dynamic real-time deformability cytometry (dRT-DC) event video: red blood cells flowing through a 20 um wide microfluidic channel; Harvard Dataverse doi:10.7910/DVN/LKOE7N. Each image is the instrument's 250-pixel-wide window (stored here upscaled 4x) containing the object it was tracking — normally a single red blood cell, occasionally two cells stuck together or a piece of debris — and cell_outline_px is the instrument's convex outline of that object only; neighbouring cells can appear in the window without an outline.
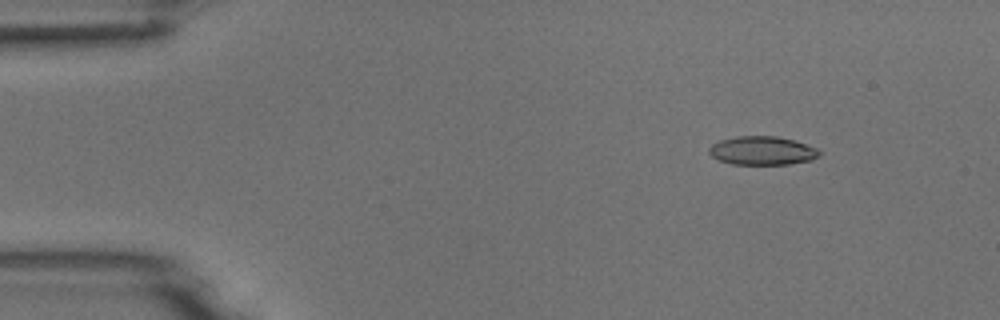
{"species": "common noctule bat (a hibernating species)", "species_latin": "Nyctalus noctula", "temperature_condition": "room temperature", "stored_images_in_passage": 54, "camera_frame_rate_fps": 3000, "um_per_image_px": 0.085, "animal": {"sex": "male", "body_mass_g": 18.8}, "frame": {"image": 1, "passage_image": 7, "time_ms": 2.0, "image_size_px": [1000, 320], "cell_outline_px": [[820, 156], [812, 160], [788, 164], [732, 164], [720, 160], [712, 156], [708, 152], [708, 148], [712, 144], [720, 140], [736, 136], [776, 136], [792, 140], [816, 148], [820, 152]], "centroid_in_image_um": [64.77, 12.8], "position_along_channel_um": 20.2, "area_um2": 18.26}}
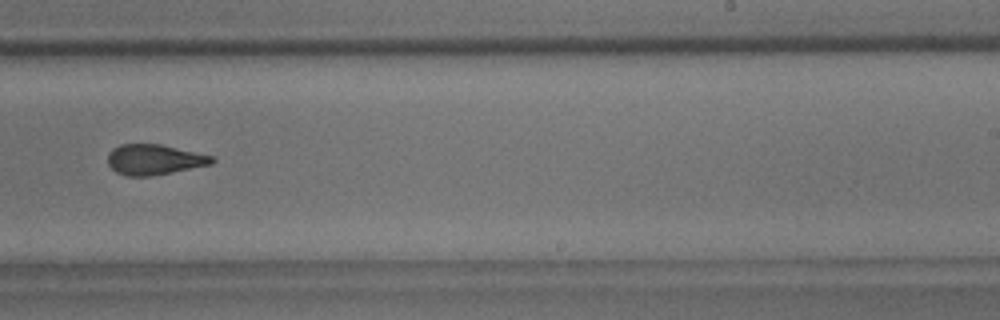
{"frame": {"image": 2, "passage_image": 34, "time_ms": 11.0, "image_size_px": [1000, 320], "cell_outline_px": [[216, 160], [212, 164], [152, 176], [128, 176], [116, 172], [108, 164], [108, 152], [112, 148], [120, 144], [160, 144], [196, 152], [212, 156]], "centroid_in_image_um": [13.09, 13.56], "position_along_channel_um": 275.9, "area_um2": 18.44}}
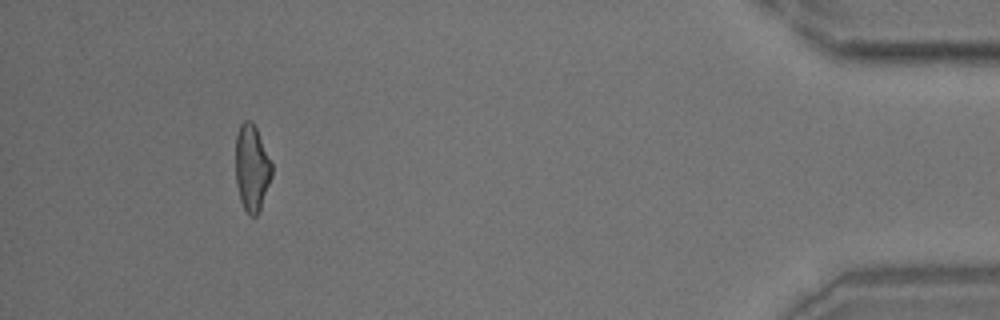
{"frame": {"image": 3, "passage_image": 50, "time_ms": 16.333, "image_size_px": [1000, 320], "cell_outline_px": [[272, 176], [260, 212], [256, 216], [248, 216], [240, 200], [236, 184], [236, 136], [240, 124], [244, 120], [252, 120], [256, 128], [272, 164]], "centroid_in_image_um": [21.41, 14.31], "position_along_channel_um": 413.8, "area_um2": 18.38}}